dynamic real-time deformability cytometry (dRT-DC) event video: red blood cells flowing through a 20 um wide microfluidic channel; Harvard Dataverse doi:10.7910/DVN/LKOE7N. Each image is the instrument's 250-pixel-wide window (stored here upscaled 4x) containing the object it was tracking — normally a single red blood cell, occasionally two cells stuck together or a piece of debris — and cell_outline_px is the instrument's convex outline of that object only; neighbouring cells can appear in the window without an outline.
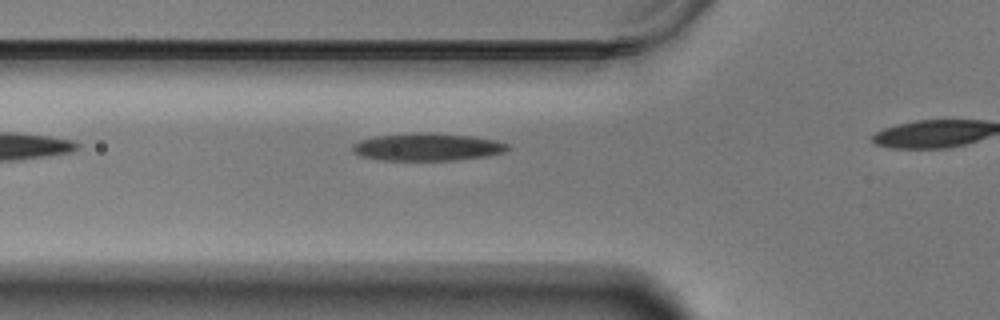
{"species": "Egyptian fruit bat (a non-hibernating species)", "species_latin": "Rousettus aegyptiacus", "temperature_condition": "warm", "stored_images_in_passage": 20, "camera_frame_rate_fps": 3000, "um_per_image_px": 0.085, "animal": {"sex": "male"}, "frame": {"image": 1, "passage_image": 4, "time_ms": 1.0, "image_size_px": [1000, 320], "cell_outline_px": [[512, 148], [504, 152], [488, 156], [452, 160], [384, 160], [360, 156], [352, 152], [352, 144], [360, 140], [376, 136], [472, 136], [496, 140], [508, 144]], "centroid_in_image_um": [36.36, 12.56], "position_along_channel_um": 89.4, "area_um2": 23.52}}
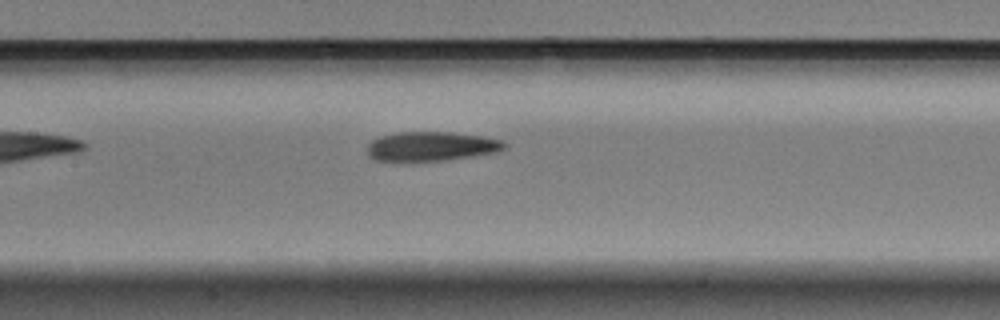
{"frame": {"image": 2, "passage_image": 11, "time_ms": 3.333, "image_size_px": [1000, 320], "cell_outline_px": [[508, 148], [496, 152], [472, 156], [444, 160], [376, 160], [368, 156], [368, 144], [372, 140], [380, 136], [396, 132], [452, 132], [484, 136], [504, 140], [508, 144]], "centroid_in_image_um": [36.72, 12.42], "position_along_channel_um": 170.7, "area_um2": 23.41}}
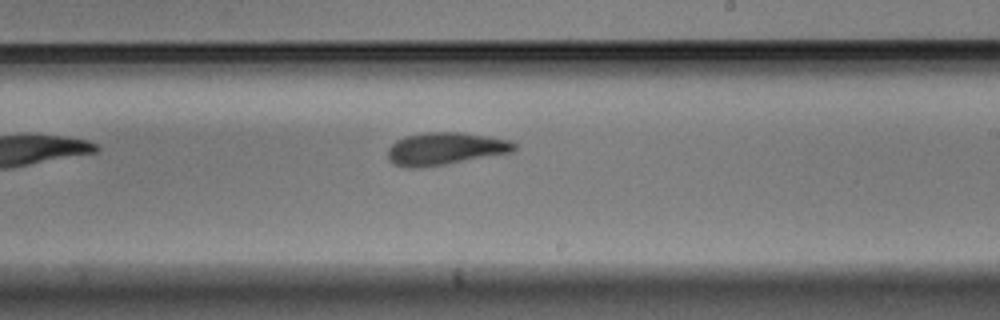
{"frame": {"image": 3, "passage_image": 18, "time_ms": 5.667, "image_size_px": [1000, 320], "cell_outline_px": [[516, 148], [512, 152], [444, 164], [420, 168], [408, 168], [396, 164], [388, 160], [388, 148], [396, 140], [404, 136], [424, 132], [460, 132], [488, 136], [508, 140], [516, 144]], "centroid_in_image_um": [37.8, 12.63], "position_along_channel_um": 251.2, "area_um2": 23.81}}